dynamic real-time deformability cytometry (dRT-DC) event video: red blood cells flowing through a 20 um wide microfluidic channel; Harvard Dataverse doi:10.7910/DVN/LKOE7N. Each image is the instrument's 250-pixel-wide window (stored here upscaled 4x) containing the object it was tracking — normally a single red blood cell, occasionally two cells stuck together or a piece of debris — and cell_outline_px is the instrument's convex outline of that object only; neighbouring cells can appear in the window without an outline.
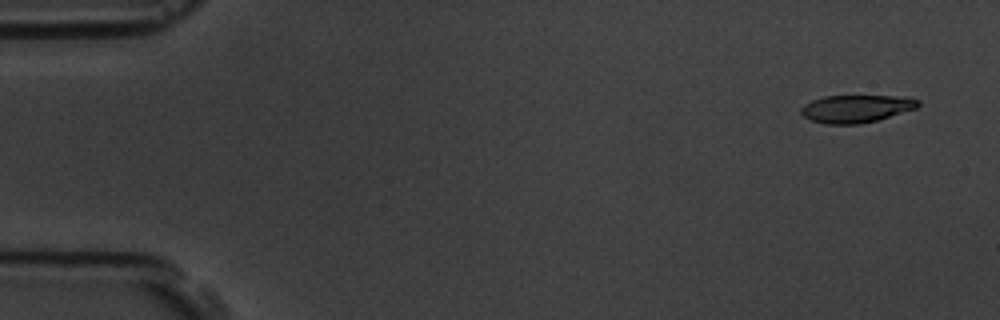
{"species": "common noctule bat (a hibernating species)", "species_latin": "Nyctalus noctula", "temperature_condition": "room temperature", "stored_images_in_passage": 4, "camera_frame_rate_fps": 3000, "um_per_image_px": 0.085, "animal": {"sex": "male", "body_mass_g": 19.5, "forearm_length_mm": 54.6}, "frame": {"image": 1, "passage_image": 1, "time_ms": 0.0, "image_size_px": [1000, 320], "cell_outline_px": [[920, 104], [916, 108], [876, 120], [860, 124], [824, 124], [812, 120], [804, 116], [800, 112], [800, 108], [804, 104], [812, 100], [824, 96], [908, 96], [920, 100]], "centroid_in_image_um": [72.77, 9.23], "position_along_channel_um": 12.2, "area_um2": 18.84}}
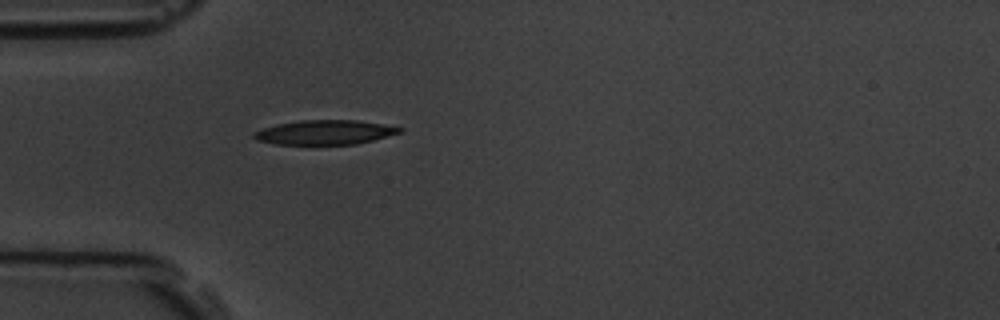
{"frame": {"image": 2, "passage_image": 4, "time_ms": 4.333, "image_size_px": [1000, 320], "cell_outline_px": [[404, 128], [400, 132], [372, 140], [356, 144], [276, 144], [256, 140], [252, 136], [252, 132], [276, 124], [300, 120], [356, 120]], "centroid_in_image_um": [27.54, 11.24], "position_along_channel_um": 57.5, "area_um2": 20.52}}